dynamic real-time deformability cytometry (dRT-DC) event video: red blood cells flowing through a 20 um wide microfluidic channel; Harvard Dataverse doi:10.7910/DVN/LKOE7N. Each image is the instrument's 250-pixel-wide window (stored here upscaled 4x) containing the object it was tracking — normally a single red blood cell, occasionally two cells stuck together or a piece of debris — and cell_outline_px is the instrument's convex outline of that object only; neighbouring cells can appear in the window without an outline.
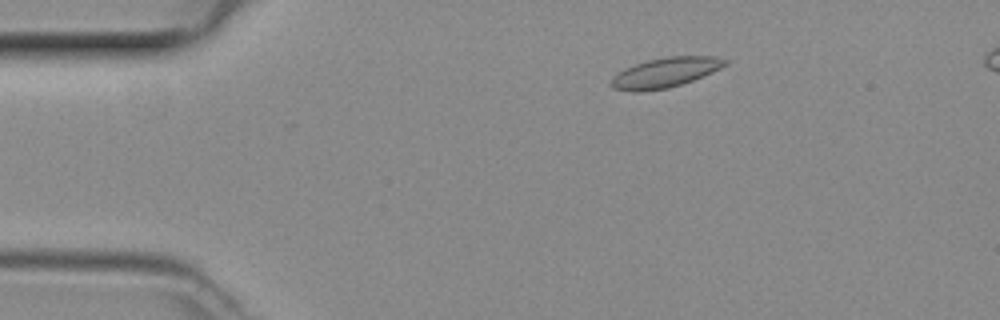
{"species": "common noctule bat (a hibernating species)", "species_latin": "Nyctalus noctula", "temperature_condition": "room temperature", "stored_images_in_passage": 49, "segment_of_instrument_passage": [1, 2], "camera_frame_rate_fps": 3000, "um_per_image_px": 0.085, "animal": {"sex": "female", "body_mass_g": 29.2, "forearm_length_mm": 56.3}, "frame": {"image": 1, "passage_image": 8, "time_ms": 2.333, "image_size_px": [1000, 320], "cell_outline_px": [[728, 64], [712, 72], [692, 80], [668, 88], [640, 92], [636, 92], [612, 88], [608, 84], [612, 76], [624, 68], [648, 60], [668, 56], [716, 56], [728, 60]], "centroid_in_image_um": [56.51, 6.17], "position_along_channel_um": 28.5, "area_um2": 19.88}}
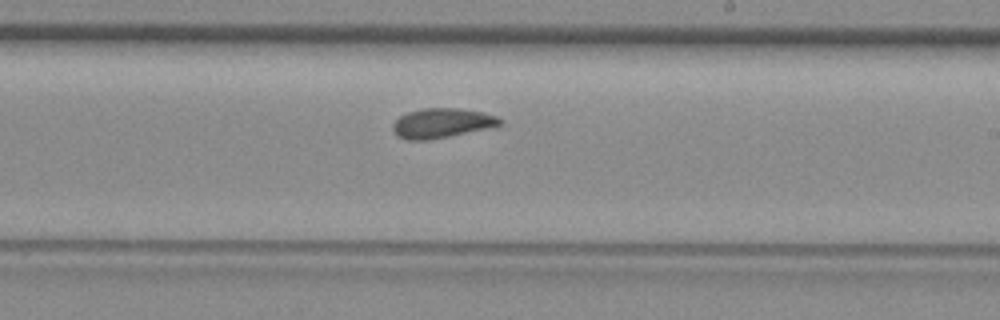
{"frame": {"image": 2, "passage_image": 28, "time_ms": 9.0, "image_size_px": [1000, 320], "cell_outline_px": [[504, 124], [448, 136], [424, 140], [408, 140], [396, 136], [392, 128], [392, 124], [400, 116], [408, 112], [420, 108], [456, 108], [484, 112], [496, 116], [504, 120]], "centroid_in_image_um": [37.54, 10.45], "position_along_channel_um": 251.5, "area_um2": 18.38}}
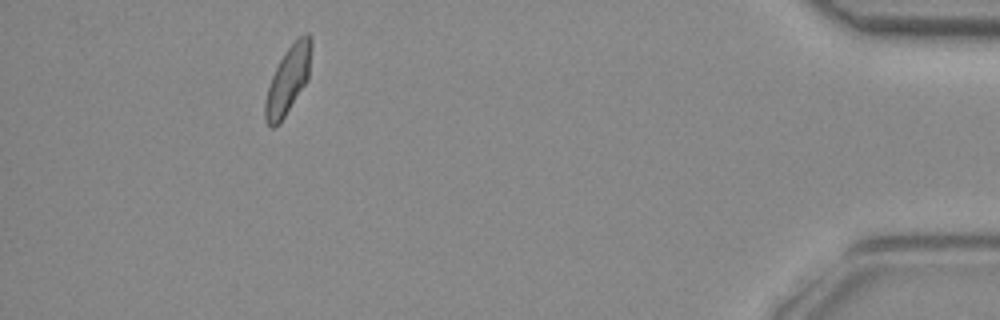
{"frame": {"image": 3, "passage_image": 44, "time_ms": 14.333, "image_size_px": [1000, 320], "cell_outline_px": [[312, 48], [308, 80], [284, 116], [272, 128], [264, 120], [264, 104], [268, 88], [272, 76], [280, 60], [288, 48], [304, 32], [308, 32], [312, 36]], "centroid_in_image_um": [24.51, 6.75], "position_along_channel_um": 410.7, "area_um2": 17.86}}